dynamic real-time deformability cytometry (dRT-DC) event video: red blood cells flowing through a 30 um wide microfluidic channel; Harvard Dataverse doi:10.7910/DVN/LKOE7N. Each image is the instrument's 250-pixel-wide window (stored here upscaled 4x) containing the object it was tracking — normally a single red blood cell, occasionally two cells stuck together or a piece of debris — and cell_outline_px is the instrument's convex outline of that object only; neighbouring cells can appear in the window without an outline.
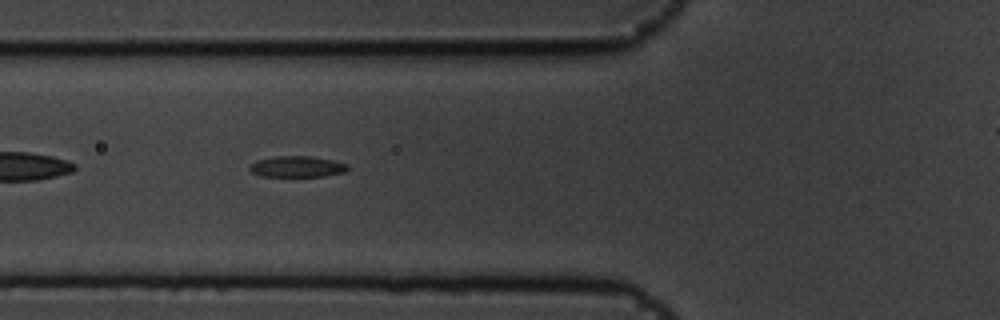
{"species": "common noctule bat (a hibernating species)", "species_latin": "Nyctalus noctula", "temperature_condition": "cold", "stored_images_in_passage": 37, "camera_frame_rate_fps": 3000, "um_per_image_px": 0.085, "animal": {"sex": "male", "body_mass_g": 19.5, "forearm_length_mm": 54.6}, "frame": {"image": 1, "passage_image": 6, "time_ms": 1.667, "image_size_px": [1000, 320], "cell_outline_px": [[348, 168], [344, 172], [324, 176], [260, 176], [252, 172], [248, 168], [248, 164], [256, 160], [276, 156], [312, 156], [332, 160], [348, 164]], "centroid_in_image_um": [25.21, 14.15], "position_along_channel_um": 100.6, "area_um2": 12.08}}
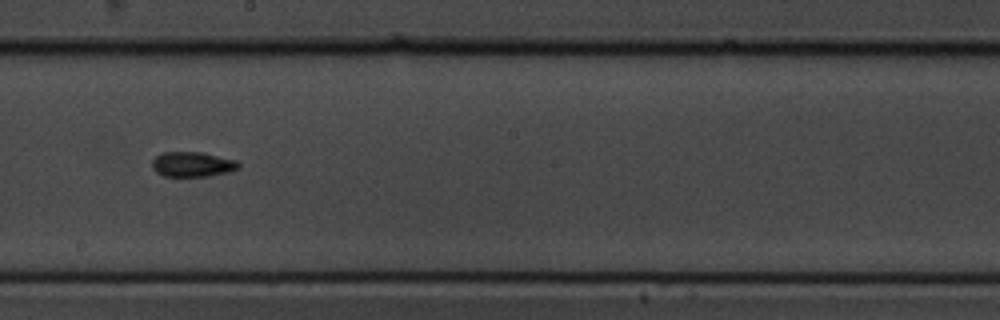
{"frame": {"image": 2, "passage_image": 17, "time_ms": 5.333, "image_size_px": [1000, 320], "cell_outline_px": [[240, 168], [228, 172], [208, 176], [164, 176], [156, 172], [152, 168], [152, 160], [156, 156], [164, 152], [200, 152], [236, 160], [240, 164]], "centroid_in_image_um": [16.35, 13.97], "position_along_channel_um": 231.8, "area_um2": 12.54}}
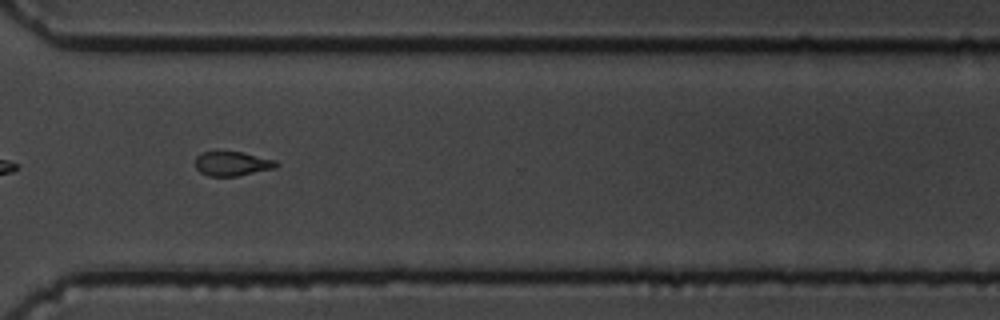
{"frame": {"image": 3, "passage_image": 27, "time_ms": 8.667, "image_size_px": [1000, 320], "cell_outline_px": [[280, 164], [276, 168], [236, 176], [208, 176], [200, 172], [196, 168], [196, 156], [200, 152], [240, 152], [276, 160]], "centroid_in_image_um": [19.74, 13.92], "position_along_channel_um": 350.9, "area_um2": 11.44}}